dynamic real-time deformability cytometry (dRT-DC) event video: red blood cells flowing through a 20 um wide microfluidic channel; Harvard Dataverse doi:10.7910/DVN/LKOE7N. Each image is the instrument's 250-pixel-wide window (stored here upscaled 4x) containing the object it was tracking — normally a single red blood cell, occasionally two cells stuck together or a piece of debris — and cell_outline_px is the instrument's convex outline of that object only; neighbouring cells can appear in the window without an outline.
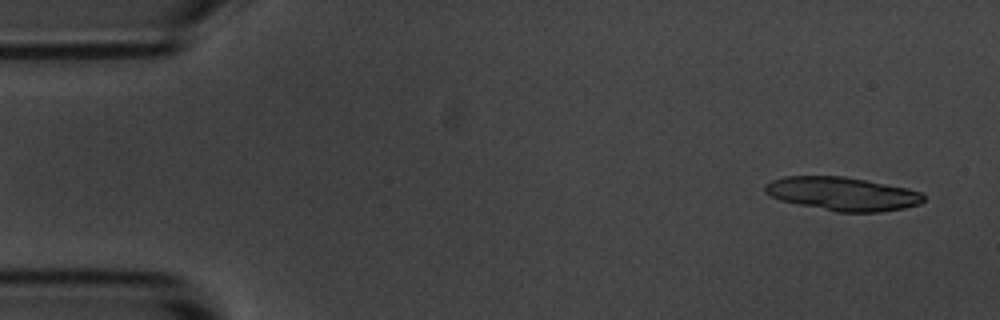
{"species": "common noctule bat (a hibernating species)", "species_latin": "Nyctalus noctula", "temperature_condition": "room temperature", "stored_images_in_passage": 4, "camera_frame_rate_fps": 3000, "um_per_image_px": 0.085, "animal": {"sex": "male", "body_mass_g": 20.1, "forearm_length_mm": 53.5}, "frame": {"image": 1, "passage_image": 1, "time_ms": 0.0, "image_size_px": [1000, 320], "cell_outline_px": [[924, 200], [920, 204], [904, 208], [880, 212], [836, 212], [780, 200], [764, 192], [764, 184], [772, 180], [784, 176], [844, 176], [908, 188], [920, 192], [924, 196]], "centroid_in_image_um": [71.6, 16.47], "position_along_channel_um": 13.4, "area_um2": 30.98}}